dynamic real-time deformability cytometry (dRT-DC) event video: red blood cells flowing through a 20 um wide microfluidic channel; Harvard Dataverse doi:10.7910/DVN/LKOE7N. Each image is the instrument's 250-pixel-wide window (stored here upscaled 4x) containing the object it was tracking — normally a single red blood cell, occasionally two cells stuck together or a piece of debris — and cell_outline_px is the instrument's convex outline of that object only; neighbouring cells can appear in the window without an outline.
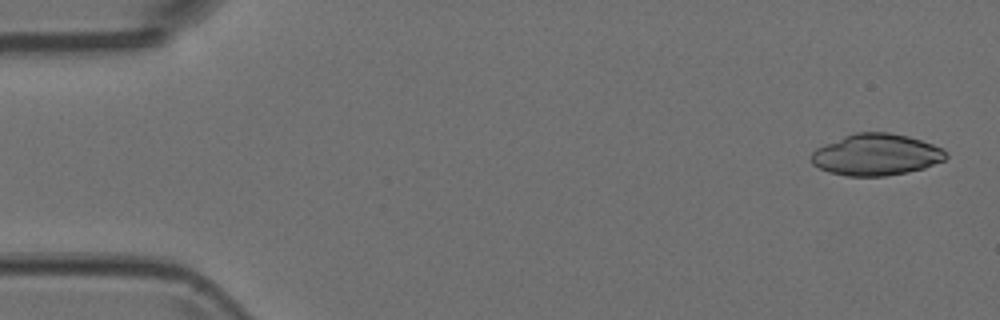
{"species": "Egyptian fruit bat (a non-hibernating species)", "species_latin": "Rousettus aegyptiacus", "temperature_condition": "room temperature", "stored_images_in_passage": 4, "camera_frame_rate_fps": 3000, "um_per_image_px": 0.085, "animal": {"sex": "female"}, "frame": {"image": 1, "passage_image": 1, "time_ms": 0.0, "image_size_px": [1000, 320], "cell_outline_px": [[948, 156], [944, 160], [924, 168], [908, 172], [884, 176], [848, 176], [828, 172], [812, 164], [812, 152], [816, 148], [844, 136], [856, 132], [888, 132], [908, 136], [932, 144], [948, 152]], "centroid_in_image_um": [74.48, 13.15], "position_along_channel_um": 10.5, "area_um2": 32.48}}